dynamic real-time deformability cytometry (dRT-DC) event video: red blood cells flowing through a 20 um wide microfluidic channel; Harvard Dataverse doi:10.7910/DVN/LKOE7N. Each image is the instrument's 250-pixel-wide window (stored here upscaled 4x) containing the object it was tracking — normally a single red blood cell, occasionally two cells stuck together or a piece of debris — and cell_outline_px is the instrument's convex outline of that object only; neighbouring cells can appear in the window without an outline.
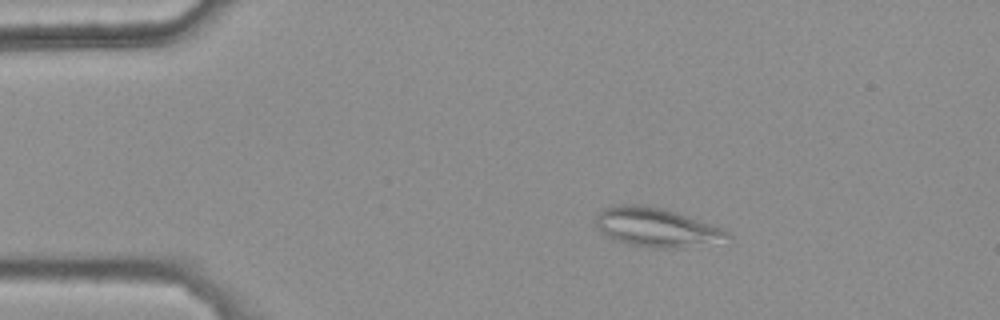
{"species": "common noctule bat (a hibernating species)", "species_latin": "Nyctalus noctula", "temperature_condition": "warm", "stored_images_in_passage": 37, "camera_frame_rate_fps": 3000, "um_per_image_px": 0.085, "animal": {"sex": "female", "body_mass_g": 25.1}, "frame": {"image": 1, "passage_image": 1, "time_ms": 0.0, "image_size_px": [1000, 320], "cell_outline_px": [[732, 236], [676, 248], [652, 248], [612, 240], [600, 232], [596, 228], [596, 216], [600, 208], [616, 204], [644, 204], [664, 208], [724, 228]], "centroid_in_image_um": [55.64, 19.27], "position_along_channel_um": 29.4, "area_um2": 29.65}}
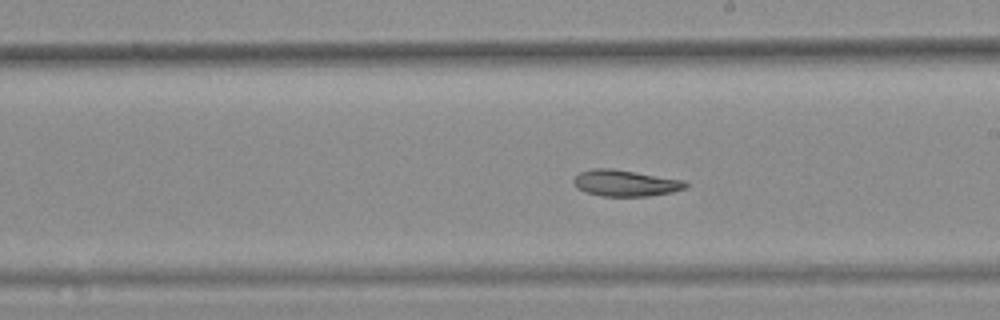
{"frame": {"image": 2, "passage_image": 22, "time_ms": 7.0, "image_size_px": [1000, 320], "cell_outline_px": [[688, 188], [672, 192], [648, 196], [600, 196], [584, 192], [576, 188], [572, 180], [580, 172], [592, 168], [612, 168], [688, 180]], "centroid_in_image_um": [53.19, 15.56], "position_along_channel_um": 235.8, "area_um2": 17.57}}
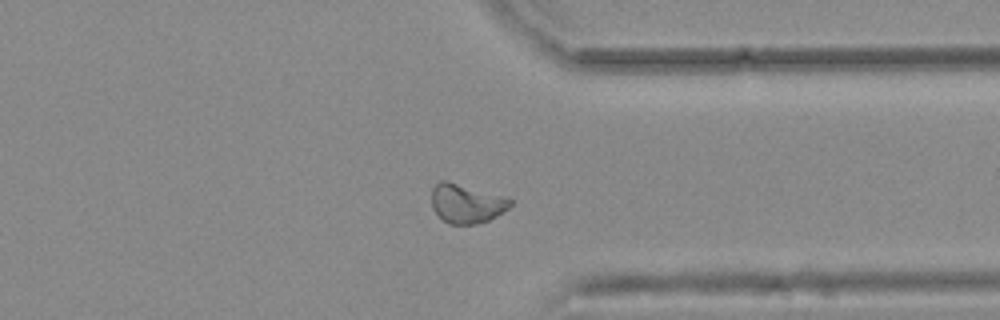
{"frame": {"image": 3, "passage_image": 33, "time_ms": 10.667, "image_size_px": [1000, 320], "cell_outline_px": [[512, 204], [508, 208], [496, 216], [488, 220], [476, 224], [448, 224], [432, 208], [432, 188], [440, 180], [448, 180], [512, 200]], "centroid_in_image_um": [39.6, 17.3], "position_along_channel_um": 371.8, "area_um2": 17.57}, "authors_computed_cell_mechanics": {"area_um2": 17.6868, "velocity_mm_per_s": 3.7449, "shape_relaxation_time_tau1_ms": null, "shape_relaxation_time_tau2_ms": 5.3631, "deformation_change_tau1": null, "deformation_change_tau2": 0.0937}}